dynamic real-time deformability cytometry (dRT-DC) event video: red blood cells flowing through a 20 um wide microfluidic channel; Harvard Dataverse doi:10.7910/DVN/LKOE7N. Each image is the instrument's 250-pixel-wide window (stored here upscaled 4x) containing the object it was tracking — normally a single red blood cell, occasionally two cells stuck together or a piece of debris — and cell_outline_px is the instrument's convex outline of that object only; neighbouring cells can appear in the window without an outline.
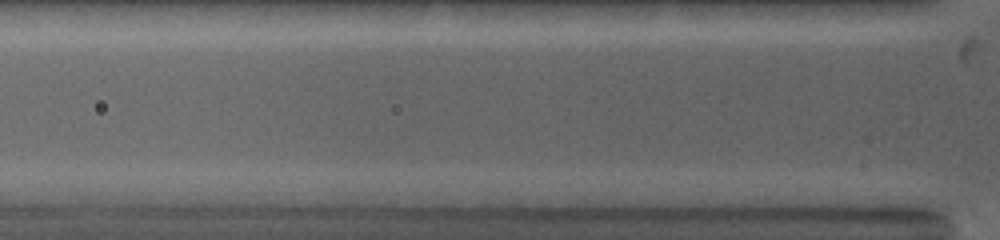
{"species": "common noctule bat (a hibernating species)", "species_latin": "Nyctalus noctula", "temperature_condition": "warm", "stored_images_in_passage": 3, "camera_frame_rate_fps": 5000, "um_per_image_px": 0.085, "animal": {"sex": "female", "body_mass_g": 19.0, "forearm_length_mm": 53.3}, "frame": {"image": 1, "passage_image": 3, "time_ms": 1.0, "image_size_px": [1000, 240], "cell_outline_px": [[916, 164], [904, 168], [784, 168], [768, 160], [768, 156], [836, 156], [908, 160]], "centroid_in_image_um": [71.19, 13.8], "position_along_channel_um": 54.6, "area_um2": 10.81}}